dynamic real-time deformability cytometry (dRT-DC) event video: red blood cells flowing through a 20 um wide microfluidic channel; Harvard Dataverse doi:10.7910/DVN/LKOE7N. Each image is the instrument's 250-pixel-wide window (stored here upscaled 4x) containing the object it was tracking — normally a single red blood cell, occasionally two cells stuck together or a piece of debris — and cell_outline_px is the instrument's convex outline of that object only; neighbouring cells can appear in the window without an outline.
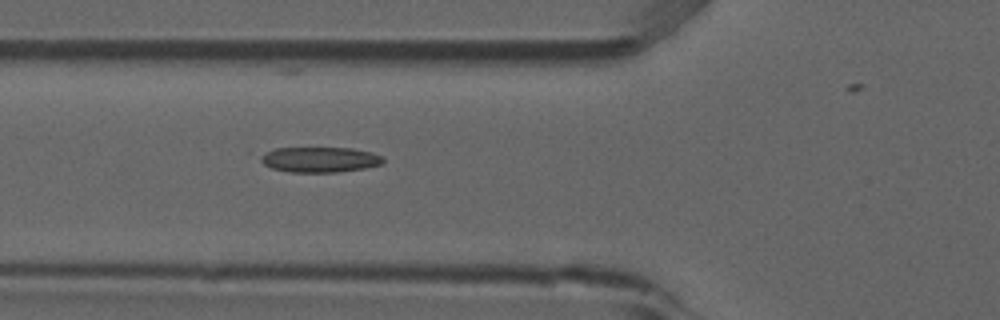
{"species": "common noctule bat (a hibernating species)", "species_latin": "Nyctalus noctula", "temperature_condition": "room temperature", "stored_images_in_passage": 43, "camera_frame_rate_fps": 3000, "um_per_image_px": 0.085, "animal": {"sex": "male", "forearm_length_mm": 52.5}, "frame": {"image": 1, "passage_image": 19, "time_ms": 6.0, "image_size_px": [1000, 320], "cell_outline_px": [[384, 164], [364, 168], [336, 172], [288, 172], [272, 168], [264, 164], [256, 156], [264, 152], [276, 148], [352, 148], [372, 152], [380, 156], [384, 160]], "centroid_in_image_um": [27.14, 13.56], "position_along_channel_um": 98.7, "area_um2": 18.21}}